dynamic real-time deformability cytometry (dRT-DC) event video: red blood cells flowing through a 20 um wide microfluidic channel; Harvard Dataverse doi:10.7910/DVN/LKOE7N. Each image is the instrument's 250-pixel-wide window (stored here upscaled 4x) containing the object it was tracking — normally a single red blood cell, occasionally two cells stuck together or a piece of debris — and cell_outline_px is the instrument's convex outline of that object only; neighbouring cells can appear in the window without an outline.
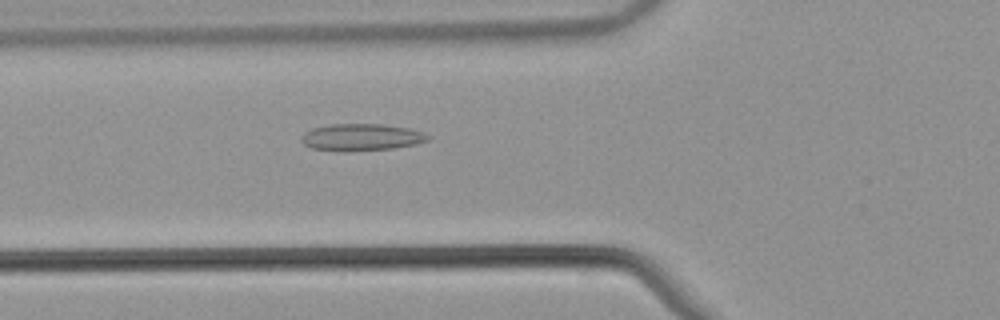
{"species": "common noctule bat (a hibernating species)", "species_latin": "Nyctalus noctula", "temperature_condition": "warm", "stored_images_in_passage": 53, "camera_frame_rate_fps": 3000, "um_per_image_px": 0.085, "animal": {"sex": "male", "body_mass_g": 21.5, "forearm_length_mm": 52.0}, "frame": {"image": 1, "passage_image": 20, "time_ms": 6.333, "image_size_px": [1000, 320], "cell_outline_px": [[432, 136], [428, 140], [412, 144], [392, 148], [312, 148], [304, 144], [300, 140], [300, 136], [304, 132], [312, 128], [328, 124], [380, 124], [412, 128], [424, 132]], "centroid_in_image_um": [30.75, 11.59], "position_along_channel_um": 95.0, "area_um2": 18.9}}
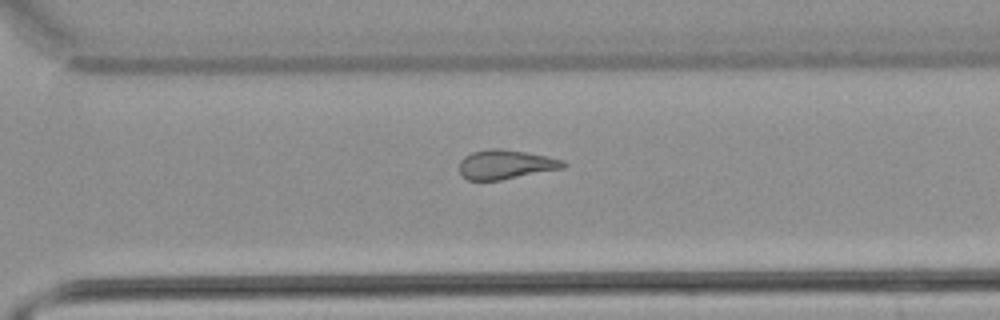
{"frame": {"image": 2, "passage_image": 38, "time_ms": 12.333, "image_size_px": [1000, 320], "cell_outline_px": [[568, 164], [564, 168], [500, 180], [468, 180], [460, 172], [460, 160], [464, 156], [472, 152], [488, 148], [500, 148], [524, 152], [564, 160]], "centroid_in_image_um": [42.98, 13.97], "position_along_channel_um": 327.6, "area_um2": 17.63}}
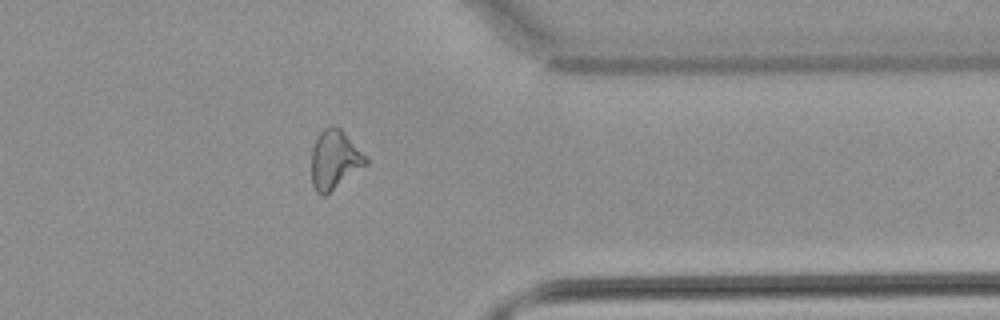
{"frame": {"image": 3, "passage_image": 43, "time_ms": 14.0, "image_size_px": [1000, 320], "cell_outline_px": [[368, 164], [324, 196], [320, 196], [316, 192], [312, 184], [312, 148], [316, 136], [328, 124], [332, 124], [340, 128], [344, 132], [368, 160]], "centroid_in_image_um": [28.41, 13.56], "position_along_channel_um": 383.0, "area_um2": 18.61}, "authors_computed_cell_mechanics": {"area_um2": 18.9006, "velocity_mm_per_s": 3.8798, "shape_relaxation_time_tau1_ms": null, "shape_relaxation_time_tau2_ms": 2.9718, "deformation_change_tau1": null, "deformation_change_tau2": 0.1251}}